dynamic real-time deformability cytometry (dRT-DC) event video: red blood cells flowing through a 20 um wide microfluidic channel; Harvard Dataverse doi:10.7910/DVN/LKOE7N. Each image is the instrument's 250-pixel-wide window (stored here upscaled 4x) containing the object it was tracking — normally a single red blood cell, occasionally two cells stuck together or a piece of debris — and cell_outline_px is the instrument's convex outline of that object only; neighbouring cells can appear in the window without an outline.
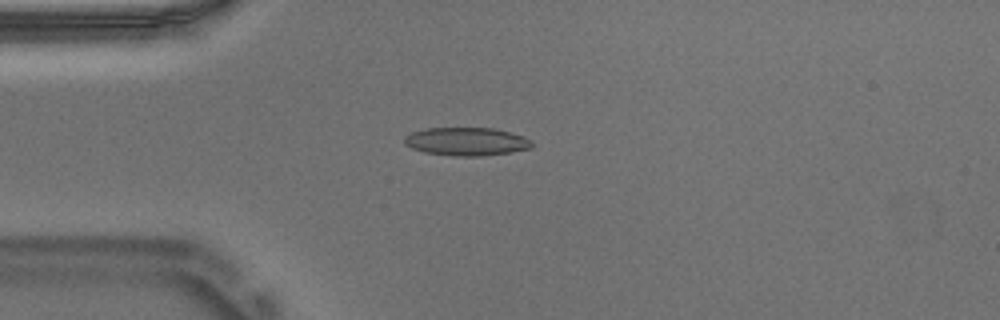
{"species": "Egyptian fruit bat (a non-hibernating species)", "species_latin": "Rousettus aegyptiacus", "temperature_condition": "warm", "stored_images_in_passage": 53, "camera_frame_rate_fps": 3000, "um_per_image_px": 0.085, "animal": {"sex": "male"}, "frame": {"image": 1, "passage_image": 13, "time_ms": 4.0, "image_size_px": [1000, 320], "cell_outline_px": [[532, 148], [512, 152], [480, 156], [452, 156], [424, 152], [412, 148], [404, 144], [404, 136], [412, 132], [424, 128], [492, 128], [524, 136], [532, 140]], "centroid_in_image_um": [39.64, 12.03], "position_along_channel_um": 45.4, "area_um2": 21.04}}
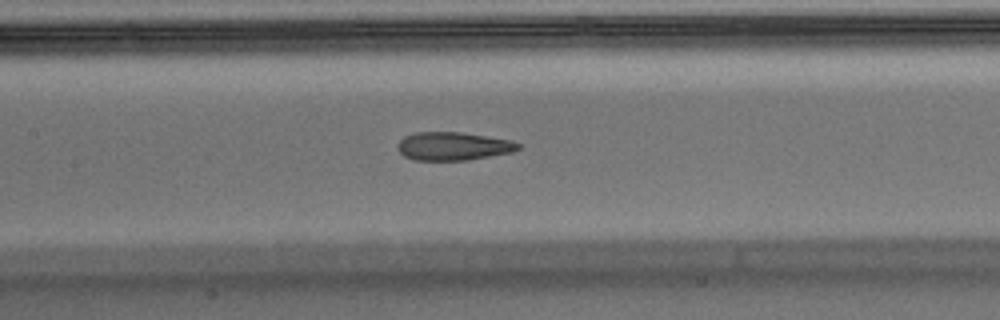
{"frame": {"image": 2, "passage_image": 24, "time_ms": 7.667, "image_size_px": [1000, 320], "cell_outline_px": [[524, 148], [512, 152], [468, 160], [412, 160], [404, 156], [396, 148], [396, 144], [404, 136], [416, 132], [460, 132], [512, 140], [520, 144]], "centroid_in_image_um": [38.52, 12.43], "position_along_channel_um": 168.9, "area_um2": 20.06}}
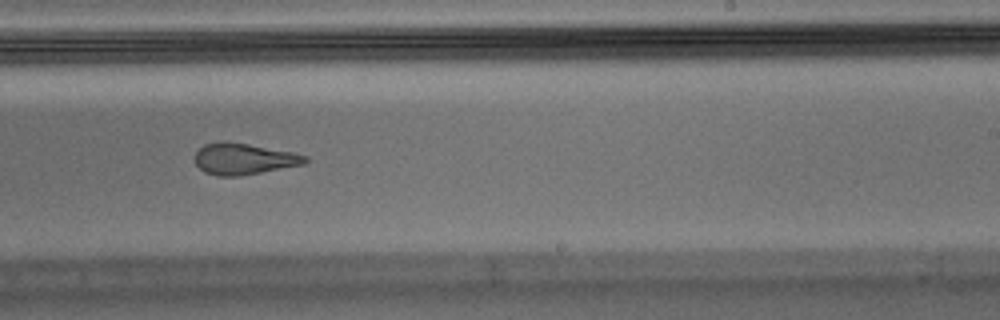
{"frame": {"image": 3, "passage_image": 32, "time_ms": 10.333, "image_size_px": [1000, 320], "cell_outline_px": [[308, 160], [304, 164], [240, 176], [216, 176], [204, 172], [196, 164], [196, 152], [204, 144], [220, 140], [224, 140], [248, 144], [292, 152], [308, 156]], "centroid_in_image_um": [20.7, 13.5], "position_along_channel_um": 268.3, "area_um2": 20.11}, "authors_computed_cell_mechanics": {"area_um2": 20.6924, "velocity_mm_per_s": 3.7478, "shape_relaxation_time_tau1_ms": null, "shape_relaxation_time_tau2_ms": 1.2552, "deformation_change_tau1": null, "deformation_change_tau2": 0.0903}}